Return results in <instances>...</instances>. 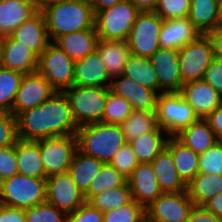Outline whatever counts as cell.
<instances>
[{
    "mask_svg": "<svg viewBox=\"0 0 222 222\" xmlns=\"http://www.w3.org/2000/svg\"><path fill=\"white\" fill-rule=\"evenodd\" d=\"M18 139L37 141L76 134L77 125L64 92L56 91L39 106L16 116Z\"/></svg>",
    "mask_w": 222,
    "mask_h": 222,
    "instance_id": "6da1fadb",
    "label": "cell"
},
{
    "mask_svg": "<svg viewBox=\"0 0 222 222\" xmlns=\"http://www.w3.org/2000/svg\"><path fill=\"white\" fill-rule=\"evenodd\" d=\"M39 10L51 42L71 32L95 28V14L89 0H49Z\"/></svg>",
    "mask_w": 222,
    "mask_h": 222,
    "instance_id": "7a4b0ae2",
    "label": "cell"
},
{
    "mask_svg": "<svg viewBox=\"0 0 222 222\" xmlns=\"http://www.w3.org/2000/svg\"><path fill=\"white\" fill-rule=\"evenodd\" d=\"M77 150L94 157L104 164L120 151L126 144L121 126L107 123H94L81 126L76 131Z\"/></svg>",
    "mask_w": 222,
    "mask_h": 222,
    "instance_id": "3957f363",
    "label": "cell"
},
{
    "mask_svg": "<svg viewBox=\"0 0 222 222\" xmlns=\"http://www.w3.org/2000/svg\"><path fill=\"white\" fill-rule=\"evenodd\" d=\"M46 179L16 174L0 182V204L29 208L46 202Z\"/></svg>",
    "mask_w": 222,
    "mask_h": 222,
    "instance_id": "277c9868",
    "label": "cell"
},
{
    "mask_svg": "<svg viewBox=\"0 0 222 222\" xmlns=\"http://www.w3.org/2000/svg\"><path fill=\"white\" fill-rule=\"evenodd\" d=\"M73 117L79 127L102 122L109 87L72 85L65 89Z\"/></svg>",
    "mask_w": 222,
    "mask_h": 222,
    "instance_id": "5b68a950",
    "label": "cell"
},
{
    "mask_svg": "<svg viewBox=\"0 0 222 222\" xmlns=\"http://www.w3.org/2000/svg\"><path fill=\"white\" fill-rule=\"evenodd\" d=\"M156 117L158 126L169 137H175L198 119L192 106L185 101L180 92L158 94Z\"/></svg>",
    "mask_w": 222,
    "mask_h": 222,
    "instance_id": "8992f818",
    "label": "cell"
},
{
    "mask_svg": "<svg viewBox=\"0 0 222 222\" xmlns=\"http://www.w3.org/2000/svg\"><path fill=\"white\" fill-rule=\"evenodd\" d=\"M140 11L128 0L95 14V28L99 39L127 40Z\"/></svg>",
    "mask_w": 222,
    "mask_h": 222,
    "instance_id": "52a82bcc",
    "label": "cell"
},
{
    "mask_svg": "<svg viewBox=\"0 0 222 222\" xmlns=\"http://www.w3.org/2000/svg\"><path fill=\"white\" fill-rule=\"evenodd\" d=\"M73 61L56 44L50 43L38 58L37 72L58 92L73 85Z\"/></svg>",
    "mask_w": 222,
    "mask_h": 222,
    "instance_id": "ba28073f",
    "label": "cell"
},
{
    "mask_svg": "<svg viewBox=\"0 0 222 222\" xmlns=\"http://www.w3.org/2000/svg\"><path fill=\"white\" fill-rule=\"evenodd\" d=\"M214 58L213 44L208 35H199L178 50V62L183 83L203 79Z\"/></svg>",
    "mask_w": 222,
    "mask_h": 222,
    "instance_id": "9c48e42d",
    "label": "cell"
},
{
    "mask_svg": "<svg viewBox=\"0 0 222 222\" xmlns=\"http://www.w3.org/2000/svg\"><path fill=\"white\" fill-rule=\"evenodd\" d=\"M162 24L163 19L154 11L140 12L127 38L131 54L149 58L158 50Z\"/></svg>",
    "mask_w": 222,
    "mask_h": 222,
    "instance_id": "30bf717a",
    "label": "cell"
},
{
    "mask_svg": "<svg viewBox=\"0 0 222 222\" xmlns=\"http://www.w3.org/2000/svg\"><path fill=\"white\" fill-rule=\"evenodd\" d=\"M46 177L66 173L77 151L76 135H64L38 140Z\"/></svg>",
    "mask_w": 222,
    "mask_h": 222,
    "instance_id": "8fae6325",
    "label": "cell"
},
{
    "mask_svg": "<svg viewBox=\"0 0 222 222\" xmlns=\"http://www.w3.org/2000/svg\"><path fill=\"white\" fill-rule=\"evenodd\" d=\"M195 205L187 191L162 193L145 208L148 222H186Z\"/></svg>",
    "mask_w": 222,
    "mask_h": 222,
    "instance_id": "7c38bea8",
    "label": "cell"
},
{
    "mask_svg": "<svg viewBox=\"0 0 222 222\" xmlns=\"http://www.w3.org/2000/svg\"><path fill=\"white\" fill-rule=\"evenodd\" d=\"M46 201L66 214L75 211L86 200L72 178L66 173L46 178Z\"/></svg>",
    "mask_w": 222,
    "mask_h": 222,
    "instance_id": "4fadbf2b",
    "label": "cell"
},
{
    "mask_svg": "<svg viewBox=\"0 0 222 222\" xmlns=\"http://www.w3.org/2000/svg\"><path fill=\"white\" fill-rule=\"evenodd\" d=\"M56 90L38 72L25 74L12 107V114L16 117L20 112L39 106L50 98Z\"/></svg>",
    "mask_w": 222,
    "mask_h": 222,
    "instance_id": "5bb4252c",
    "label": "cell"
},
{
    "mask_svg": "<svg viewBox=\"0 0 222 222\" xmlns=\"http://www.w3.org/2000/svg\"><path fill=\"white\" fill-rule=\"evenodd\" d=\"M159 82L161 92H180L183 86L181 79L178 50L159 48L150 57Z\"/></svg>",
    "mask_w": 222,
    "mask_h": 222,
    "instance_id": "9a60e30c",
    "label": "cell"
},
{
    "mask_svg": "<svg viewBox=\"0 0 222 222\" xmlns=\"http://www.w3.org/2000/svg\"><path fill=\"white\" fill-rule=\"evenodd\" d=\"M109 89L116 95L125 98L133 111H156L157 92L134 82L132 78L124 74L112 78Z\"/></svg>",
    "mask_w": 222,
    "mask_h": 222,
    "instance_id": "2e32d148",
    "label": "cell"
},
{
    "mask_svg": "<svg viewBox=\"0 0 222 222\" xmlns=\"http://www.w3.org/2000/svg\"><path fill=\"white\" fill-rule=\"evenodd\" d=\"M180 93L201 119H205L222 104V95L203 79L184 83Z\"/></svg>",
    "mask_w": 222,
    "mask_h": 222,
    "instance_id": "e0dca14e",
    "label": "cell"
},
{
    "mask_svg": "<svg viewBox=\"0 0 222 222\" xmlns=\"http://www.w3.org/2000/svg\"><path fill=\"white\" fill-rule=\"evenodd\" d=\"M39 56L10 35L2 37L0 66L22 74L37 72Z\"/></svg>",
    "mask_w": 222,
    "mask_h": 222,
    "instance_id": "ac0fdd59",
    "label": "cell"
},
{
    "mask_svg": "<svg viewBox=\"0 0 222 222\" xmlns=\"http://www.w3.org/2000/svg\"><path fill=\"white\" fill-rule=\"evenodd\" d=\"M132 199L146 208L163 192L160 190L151 163H139L127 178Z\"/></svg>",
    "mask_w": 222,
    "mask_h": 222,
    "instance_id": "d6986e66",
    "label": "cell"
},
{
    "mask_svg": "<svg viewBox=\"0 0 222 222\" xmlns=\"http://www.w3.org/2000/svg\"><path fill=\"white\" fill-rule=\"evenodd\" d=\"M111 78L97 50L74 64L73 85L82 87H109Z\"/></svg>",
    "mask_w": 222,
    "mask_h": 222,
    "instance_id": "ffe728a7",
    "label": "cell"
},
{
    "mask_svg": "<svg viewBox=\"0 0 222 222\" xmlns=\"http://www.w3.org/2000/svg\"><path fill=\"white\" fill-rule=\"evenodd\" d=\"M10 36L15 41L30 48L38 56L51 43L47 33L45 18L40 10L19 25Z\"/></svg>",
    "mask_w": 222,
    "mask_h": 222,
    "instance_id": "44dd1931",
    "label": "cell"
},
{
    "mask_svg": "<svg viewBox=\"0 0 222 222\" xmlns=\"http://www.w3.org/2000/svg\"><path fill=\"white\" fill-rule=\"evenodd\" d=\"M38 10L34 0H0V36H9Z\"/></svg>",
    "mask_w": 222,
    "mask_h": 222,
    "instance_id": "7402d4cb",
    "label": "cell"
},
{
    "mask_svg": "<svg viewBox=\"0 0 222 222\" xmlns=\"http://www.w3.org/2000/svg\"><path fill=\"white\" fill-rule=\"evenodd\" d=\"M201 35L188 18L163 20L159 34L161 48L179 50Z\"/></svg>",
    "mask_w": 222,
    "mask_h": 222,
    "instance_id": "603a6c76",
    "label": "cell"
},
{
    "mask_svg": "<svg viewBox=\"0 0 222 222\" xmlns=\"http://www.w3.org/2000/svg\"><path fill=\"white\" fill-rule=\"evenodd\" d=\"M98 40L96 28H90L59 36L54 44L76 61L95 51Z\"/></svg>",
    "mask_w": 222,
    "mask_h": 222,
    "instance_id": "cb8c5ba5",
    "label": "cell"
},
{
    "mask_svg": "<svg viewBox=\"0 0 222 222\" xmlns=\"http://www.w3.org/2000/svg\"><path fill=\"white\" fill-rule=\"evenodd\" d=\"M96 50L111 79L123 74L126 61L131 55L127 40L99 39Z\"/></svg>",
    "mask_w": 222,
    "mask_h": 222,
    "instance_id": "d4e9b609",
    "label": "cell"
},
{
    "mask_svg": "<svg viewBox=\"0 0 222 222\" xmlns=\"http://www.w3.org/2000/svg\"><path fill=\"white\" fill-rule=\"evenodd\" d=\"M157 182L163 193L186 191V184L179 177L171 153L164 149L152 162Z\"/></svg>",
    "mask_w": 222,
    "mask_h": 222,
    "instance_id": "484cf974",
    "label": "cell"
},
{
    "mask_svg": "<svg viewBox=\"0 0 222 222\" xmlns=\"http://www.w3.org/2000/svg\"><path fill=\"white\" fill-rule=\"evenodd\" d=\"M18 174L44 178L46 174L37 141L18 139L15 144Z\"/></svg>",
    "mask_w": 222,
    "mask_h": 222,
    "instance_id": "4316f807",
    "label": "cell"
},
{
    "mask_svg": "<svg viewBox=\"0 0 222 222\" xmlns=\"http://www.w3.org/2000/svg\"><path fill=\"white\" fill-rule=\"evenodd\" d=\"M175 137L197 154L206 152L218 141L207 120L201 118H198Z\"/></svg>",
    "mask_w": 222,
    "mask_h": 222,
    "instance_id": "83f0119b",
    "label": "cell"
},
{
    "mask_svg": "<svg viewBox=\"0 0 222 222\" xmlns=\"http://www.w3.org/2000/svg\"><path fill=\"white\" fill-rule=\"evenodd\" d=\"M166 149L171 153L179 177L187 185L199 173V154L186 147L176 137H169Z\"/></svg>",
    "mask_w": 222,
    "mask_h": 222,
    "instance_id": "f1b7e54d",
    "label": "cell"
},
{
    "mask_svg": "<svg viewBox=\"0 0 222 222\" xmlns=\"http://www.w3.org/2000/svg\"><path fill=\"white\" fill-rule=\"evenodd\" d=\"M187 18L201 35H208L220 25L218 0H191Z\"/></svg>",
    "mask_w": 222,
    "mask_h": 222,
    "instance_id": "f546056e",
    "label": "cell"
},
{
    "mask_svg": "<svg viewBox=\"0 0 222 222\" xmlns=\"http://www.w3.org/2000/svg\"><path fill=\"white\" fill-rule=\"evenodd\" d=\"M103 164L100 160L82 154L77 150L67 172L79 190L84 194Z\"/></svg>",
    "mask_w": 222,
    "mask_h": 222,
    "instance_id": "4dcf8cb0",
    "label": "cell"
},
{
    "mask_svg": "<svg viewBox=\"0 0 222 222\" xmlns=\"http://www.w3.org/2000/svg\"><path fill=\"white\" fill-rule=\"evenodd\" d=\"M159 126L129 142L139 163H151L164 149L168 139Z\"/></svg>",
    "mask_w": 222,
    "mask_h": 222,
    "instance_id": "1f68e13d",
    "label": "cell"
},
{
    "mask_svg": "<svg viewBox=\"0 0 222 222\" xmlns=\"http://www.w3.org/2000/svg\"><path fill=\"white\" fill-rule=\"evenodd\" d=\"M186 191L195 206H202L222 192V175L198 173L186 185Z\"/></svg>",
    "mask_w": 222,
    "mask_h": 222,
    "instance_id": "d6a6232c",
    "label": "cell"
},
{
    "mask_svg": "<svg viewBox=\"0 0 222 222\" xmlns=\"http://www.w3.org/2000/svg\"><path fill=\"white\" fill-rule=\"evenodd\" d=\"M123 74L159 94V82L150 58L131 54L126 61Z\"/></svg>",
    "mask_w": 222,
    "mask_h": 222,
    "instance_id": "836d02e7",
    "label": "cell"
},
{
    "mask_svg": "<svg viewBox=\"0 0 222 222\" xmlns=\"http://www.w3.org/2000/svg\"><path fill=\"white\" fill-rule=\"evenodd\" d=\"M126 143L158 127L156 111H132L121 124Z\"/></svg>",
    "mask_w": 222,
    "mask_h": 222,
    "instance_id": "e575fe53",
    "label": "cell"
},
{
    "mask_svg": "<svg viewBox=\"0 0 222 222\" xmlns=\"http://www.w3.org/2000/svg\"><path fill=\"white\" fill-rule=\"evenodd\" d=\"M127 182V179L119 173L112 165L103 164L102 168L91 181L89 188L84 193L86 202L96 194L106 190L119 188Z\"/></svg>",
    "mask_w": 222,
    "mask_h": 222,
    "instance_id": "d590c367",
    "label": "cell"
},
{
    "mask_svg": "<svg viewBox=\"0 0 222 222\" xmlns=\"http://www.w3.org/2000/svg\"><path fill=\"white\" fill-rule=\"evenodd\" d=\"M132 193L128 182L119 188L106 190L93 196L88 203L101 212L118 209L132 201Z\"/></svg>",
    "mask_w": 222,
    "mask_h": 222,
    "instance_id": "8d00e7d4",
    "label": "cell"
},
{
    "mask_svg": "<svg viewBox=\"0 0 222 222\" xmlns=\"http://www.w3.org/2000/svg\"><path fill=\"white\" fill-rule=\"evenodd\" d=\"M24 74L0 66V111L12 113L16 93Z\"/></svg>",
    "mask_w": 222,
    "mask_h": 222,
    "instance_id": "74e56055",
    "label": "cell"
},
{
    "mask_svg": "<svg viewBox=\"0 0 222 222\" xmlns=\"http://www.w3.org/2000/svg\"><path fill=\"white\" fill-rule=\"evenodd\" d=\"M130 103L123 97L111 92L109 93L102 115V122L120 125L132 112Z\"/></svg>",
    "mask_w": 222,
    "mask_h": 222,
    "instance_id": "f35d334b",
    "label": "cell"
},
{
    "mask_svg": "<svg viewBox=\"0 0 222 222\" xmlns=\"http://www.w3.org/2000/svg\"><path fill=\"white\" fill-rule=\"evenodd\" d=\"M103 222H144L145 208L132 200L118 209L103 212Z\"/></svg>",
    "mask_w": 222,
    "mask_h": 222,
    "instance_id": "ab89813d",
    "label": "cell"
},
{
    "mask_svg": "<svg viewBox=\"0 0 222 222\" xmlns=\"http://www.w3.org/2000/svg\"><path fill=\"white\" fill-rule=\"evenodd\" d=\"M24 210L27 222H65L67 215L47 201Z\"/></svg>",
    "mask_w": 222,
    "mask_h": 222,
    "instance_id": "60d3db41",
    "label": "cell"
},
{
    "mask_svg": "<svg viewBox=\"0 0 222 222\" xmlns=\"http://www.w3.org/2000/svg\"><path fill=\"white\" fill-rule=\"evenodd\" d=\"M199 173L222 175V141L199 154Z\"/></svg>",
    "mask_w": 222,
    "mask_h": 222,
    "instance_id": "b9f144b4",
    "label": "cell"
},
{
    "mask_svg": "<svg viewBox=\"0 0 222 222\" xmlns=\"http://www.w3.org/2000/svg\"><path fill=\"white\" fill-rule=\"evenodd\" d=\"M191 0H157L154 12L163 20L187 18Z\"/></svg>",
    "mask_w": 222,
    "mask_h": 222,
    "instance_id": "7bdbcfd3",
    "label": "cell"
},
{
    "mask_svg": "<svg viewBox=\"0 0 222 222\" xmlns=\"http://www.w3.org/2000/svg\"><path fill=\"white\" fill-rule=\"evenodd\" d=\"M109 164L127 179L139 164V161L131 145L126 143L121 146L120 151L111 159Z\"/></svg>",
    "mask_w": 222,
    "mask_h": 222,
    "instance_id": "ee69618b",
    "label": "cell"
},
{
    "mask_svg": "<svg viewBox=\"0 0 222 222\" xmlns=\"http://www.w3.org/2000/svg\"><path fill=\"white\" fill-rule=\"evenodd\" d=\"M18 140L16 117L7 111H0V147H9Z\"/></svg>",
    "mask_w": 222,
    "mask_h": 222,
    "instance_id": "f6af8a7d",
    "label": "cell"
},
{
    "mask_svg": "<svg viewBox=\"0 0 222 222\" xmlns=\"http://www.w3.org/2000/svg\"><path fill=\"white\" fill-rule=\"evenodd\" d=\"M18 174L15 145L0 147V182Z\"/></svg>",
    "mask_w": 222,
    "mask_h": 222,
    "instance_id": "bcb514c9",
    "label": "cell"
},
{
    "mask_svg": "<svg viewBox=\"0 0 222 222\" xmlns=\"http://www.w3.org/2000/svg\"><path fill=\"white\" fill-rule=\"evenodd\" d=\"M103 212L85 202L75 211L68 213L65 222H103Z\"/></svg>",
    "mask_w": 222,
    "mask_h": 222,
    "instance_id": "7dc6e473",
    "label": "cell"
},
{
    "mask_svg": "<svg viewBox=\"0 0 222 222\" xmlns=\"http://www.w3.org/2000/svg\"><path fill=\"white\" fill-rule=\"evenodd\" d=\"M203 80L222 95V59L214 57L205 70Z\"/></svg>",
    "mask_w": 222,
    "mask_h": 222,
    "instance_id": "c3c4849f",
    "label": "cell"
},
{
    "mask_svg": "<svg viewBox=\"0 0 222 222\" xmlns=\"http://www.w3.org/2000/svg\"><path fill=\"white\" fill-rule=\"evenodd\" d=\"M0 222H27L25 210L0 204Z\"/></svg>",
    "mask_w": 222,
    "mask_h": 222,
    "instance_id": "681fc988",
    "label": "cell"
},
{
    "mask_svg": "<svg viewBox=\"0 0 222 222\" xmlns=\"http://www.w3.org/2000/svg\"><path fill=\"white\" fill-rule=\"evenodd\" d=\"M222 219L206 211L201 206H195L186 222H221Z\"/></svg>",
    "mask_w": 222,
    "mask_h": 222,
    "instance_id": "f907efd6",
    "label": "cell"
},
{
    "mask_svg": "<svg viewBox=\"0 0 222 222\" xmlns=\"http://www.w3.org/2000/svg\"><path fill=\"white\" fill-rule=\"evenodd\" d=\"M215 133L218 141H222V104L205 118Z\"/></svg>",
    "mask_w": 222,
    "mask_h": 222,
    "instance_id": "816d5d0a",
    "label": "cell"
},
{
    "mask_svg": "<svg viewBox=\"0 0 222 222\" xmlns=\"http://www.w3.org/2000/svg\"><path fill=\"white\" fill-rule=\"evenodd\" d=\"M208 36L213 44L214 57L222 59V25H218Z\"/></svg>",
    "mask_w": 222,
    "mask_h": 222,
    "instance_id": "f5cc1de1",
    "label": "cell"
},
{
    "mask_svg": "<svg viewBox=\"0 0 222 222\" xmlns=\"http://www.w3.org/2000/svg\"><path fill=\"white\" fill-rule=\"evenodd\" d=\"M201 207L222 219V192L212 197Z\"/></svg>",
    "mask_w": 222,
    "mask_h": 222,
    "instance_id": "db71d44e",
    "label": "cell"
},
{
    "mask_svg": "<svg viewBox=\"0 0 222 222\" xmlns=\"http://www.w3.org/2000/svg\"><path fill=\"white\" fill-rule=\"evenodd\" d=\"M122 1L124 0H89V3L93 8L94 14H96L98 11L110 8Z\"/></svg>",
    "mask_w": 222,
    "mask_h": 222,
    "instance_id": "11a10c76",
    "label": "cell"
},
{
    "mask_svg": "<svg viewBox=\"0 0 222 222\" xmlns=\"http://www.w3.org/2000/svg\"><path fill=\"white\" fill-rule=\"evenodd\" d=\"M130 1L140 12L142 11H154L157 0H128Z\"/></svg>",
    "mask_w": 222,
    "mask_h": 222,
    "instance_id": "9f6ffc18",
    "label": "cell"
},
{
    "mask_svg": "<svg viewBox=\"0 0 222 222\" xmlns=\"http://www.w3.org/2000/svg\"><path fill=\"white\" fill-rule=\"evenodd\" d=\"M218 17L219 24L222 25V0H218Z\"/></svg>",
    "mask_w": 222,
    "mask_h": 222,
    "instance_id": "6f0895ef",
    "label": "cell"
},
{
    "mask_svg": "<svg viewBox=\"0 0 222 222\" xmlns=\"http://www.w3.org/2000/svg\"><path fill=\"white\" fill-rule=\"evenodd\" d=\"M39 6L44 3V2H47L49 0H34Z\"/></svg>",
    "mask_w": 222,
    "mask_h": 222,
    "instance_id": "680465c9",
    "label": "cell"
},
{
    "mask_svg": "<svg viewBox=\"0 0 222 222\" xmlns=\"http://www.w3.org/2000/svg\"><path fill=\"white\" fill-rule=\"evenodd\" d=\"M1 41H2V37L0 36V54H1Z\"/></svg>",
    "mask_w": 222,
    "mask_h": 222,
    "instance_id": "91938a15",
    "label": "cell"
}]
</instances>
